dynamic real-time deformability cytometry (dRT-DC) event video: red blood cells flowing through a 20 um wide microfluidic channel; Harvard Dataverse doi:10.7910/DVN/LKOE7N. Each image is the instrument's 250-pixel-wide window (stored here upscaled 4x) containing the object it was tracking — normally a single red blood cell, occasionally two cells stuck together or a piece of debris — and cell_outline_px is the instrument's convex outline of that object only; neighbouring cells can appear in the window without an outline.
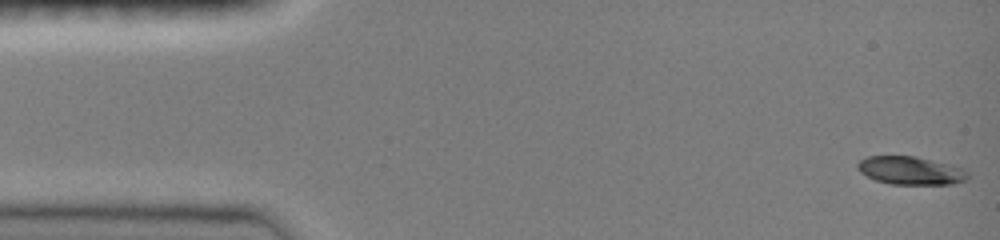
{"species": "common noctule bat (a hibernating species)", "species_latin": "Nyctalus noctula", "temperature_condition": "room temperature", "stored_images_in_passage": 48, "camera_frame_rate_fps": 3000, "um_per_image_px": 0.085, "animal": {"sex": "female", "body_mass_g": 19.0, "forearm_length_mm": 51.5}, "frame": {"image": 1, "passage_image": 1, "time_ms": 0.0, "image_size_px": [1000, 240], "cell_outline_px": [[968, 176], [964, 180], [952, 184], [892, 184], [876, 180], [860, 172], [856, 168], [856, 164], [860, 160], [868, 156], [916, 156], [964, 168], [968, 172]], "centroid_in_image_um": [77.39, 14.49], "position_along_channel_um": 7.6, "area_um2": 17.98}}
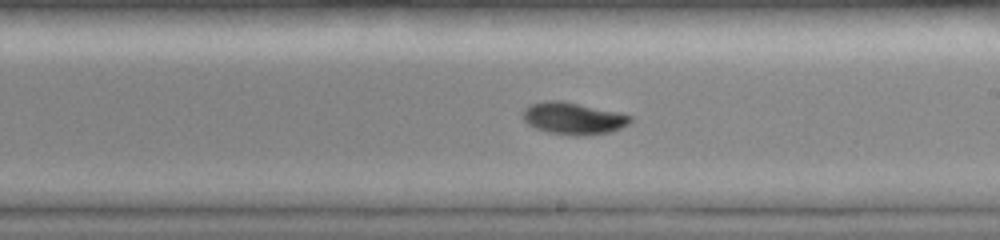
{"frame": {"image": 2, "passage_image": 27, "time_ms": 8.667, "image_size_px": [1000, 240], "cell_outline_px": [[632, 120], [628, 124], [612, 132], [580, 136], [576, 136], [548, 132], [536, 128], [528, 124], [524, 120], [520, 112], [528, 104], [544, 100], [560, 100], [620, 112], [632, 116]], "centroid_in_image_um": [48.7, 10.05], "position_along_channel_um": 240.3, "area_um2": 20.35}}
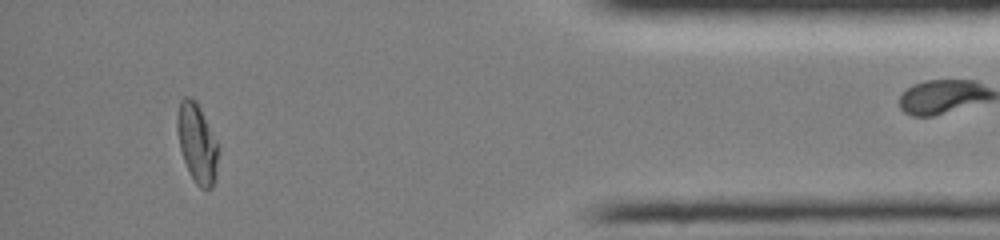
{"frame": {"image": 3, "passage_image": 43, "time_ms": 14.0, "image_size_px": [1000, 240], "cell_outline_px": [[216, 176], [212, 188], [200, 188], [196, 184], [184, 160], [180, 148], [176, 128], [176, 116], [180, 100], [184, 96], [188, 96], [196, 100], [216, 140]], "centroid_in_image_um": [16.71, 12.12], "position_along_channel_um": 418.5, "area_um2": 18.55}, "authors_computed_cell_mechanics": {"area_um2": 18.785, "velocity_mm_per_s": 4.0624, "shape_relaxation_time_tau1_ms": 4.2318, "shape_relaxation_time_tau2_ms": null, "deformation_change_tau1": 0.1768, "deformation_change_tau2": null}}